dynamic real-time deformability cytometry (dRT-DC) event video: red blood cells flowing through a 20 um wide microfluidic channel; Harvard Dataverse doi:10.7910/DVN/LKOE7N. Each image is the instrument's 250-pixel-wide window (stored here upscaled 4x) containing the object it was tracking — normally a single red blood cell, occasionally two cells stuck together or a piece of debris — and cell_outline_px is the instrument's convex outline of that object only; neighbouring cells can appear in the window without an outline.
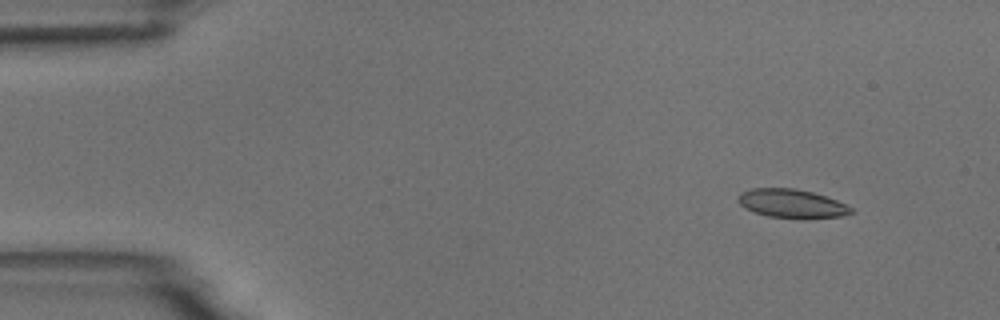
{"species": "common noctule bat (a hibernating species)", "species_latin": "Nyctalus noctula", "temperature_condition": "room temperature", "stored_images_in_passage": 4, "camera_frame_rate_fps": 3000, "um_per_image_px": 0.085, "animal": {"sex": "male", "body_mass_g": 18.8}, "frame": {"image": 1, "passage_image": 2, "time_ms": 1.0, "image_size_px": [1000, 320], "cell_outline_px": [[856, 212], [844, 216], [800, 220], [768, 216], [744, 208], [736, 200], [736, 196], [740, 192], [752, 188], [796, 188], [812, 192], [836, 200], [852, 208]], "centroid_in_image_um": [67.29, 17.32], "position_along_channel_um": 17.7, "area_um2": 19.36}}